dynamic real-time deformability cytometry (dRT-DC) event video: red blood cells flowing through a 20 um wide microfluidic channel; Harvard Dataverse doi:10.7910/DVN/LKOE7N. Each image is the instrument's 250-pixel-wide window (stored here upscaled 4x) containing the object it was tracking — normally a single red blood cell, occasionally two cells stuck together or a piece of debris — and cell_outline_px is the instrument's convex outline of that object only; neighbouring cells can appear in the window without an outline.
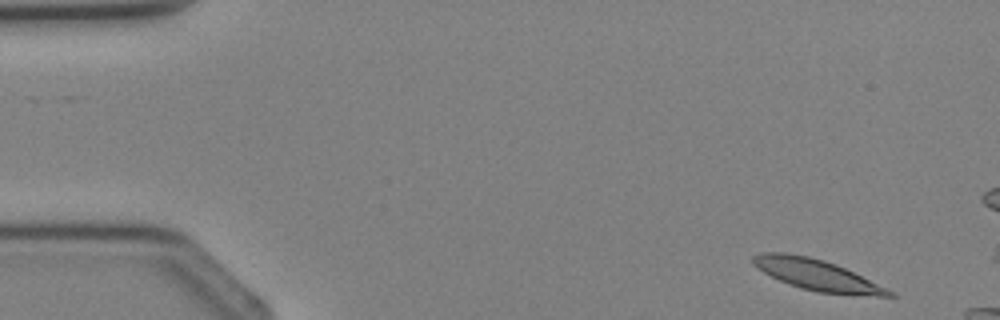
{"species": "Egyptian fruit bat (a non-hibernating species)", "species_latin": "Rousettus aegyptiacus", "temperature_condition": "cold", "stored_images_in_passage": 4, "camera_frame_rate_fps": 3000, "um_per_image_px": 0.085, "animal": {"sex": "female"}, "frame": {"image": 1, "passage_image": 4, "time_ms": 3.667, "image_size_px": [1000, 320], "cell_outline_px": [[896, 296], [876, 296], [816, 292], [800, 288], [780, 280], [756, 268], [752, 264], [752, 256], [760, 252], [784, 252], [808, 256], [824, 260], [844, 268], [892, 292]], "centroid_in_image_um": [69.32, 23.34], "position_along_channel_um": 15.7, "area_um2": 23.99}}